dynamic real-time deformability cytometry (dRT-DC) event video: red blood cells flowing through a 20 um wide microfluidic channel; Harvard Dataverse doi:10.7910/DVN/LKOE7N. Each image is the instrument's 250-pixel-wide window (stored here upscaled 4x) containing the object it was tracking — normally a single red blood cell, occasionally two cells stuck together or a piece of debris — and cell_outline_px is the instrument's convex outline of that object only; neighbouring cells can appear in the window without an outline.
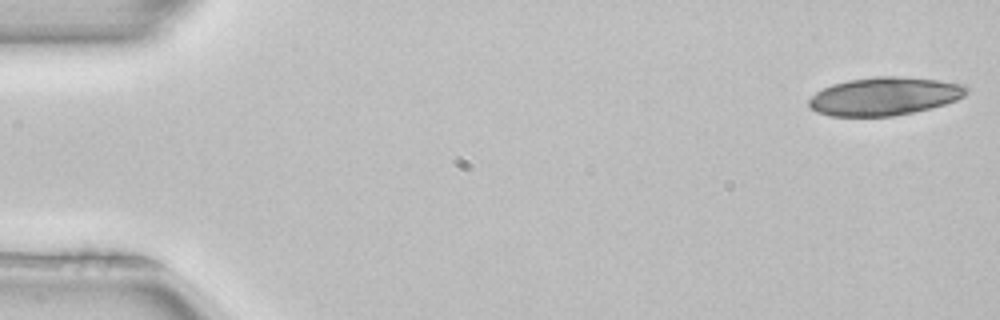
{"species": "common noctule bat (a hibernating species)", "species_latin": "Nyctalus noctula", "temperature_condition": "room temperature", "stored_images_in_passage": 50, "camera_frame_rate_fps": 3000, "um_per_image_px": 0.085, "animal": {"sex": "female", "body_mass_g": 22.7, "forearm_length_mm": 54.2}, "frame": {"image": 1, "passage_image": 1, "time_ms": 0.0, "image_size_px": [1000, 320], "cell_outline_px": [[968, 92], [964, 96], [956, 100], [932, 108], [892, 116], [832, 116], [816, 112], [808, 104], [808, 100], [816, 92], [832, 84], [848, 80], [872, 76], [904, 76], [936, 80], [964, 84], [968, 88]], "centroid_in_image_um": [75.18, 8.17], "position_along_channel_um": 9.8, "area_um2": 35.08}}